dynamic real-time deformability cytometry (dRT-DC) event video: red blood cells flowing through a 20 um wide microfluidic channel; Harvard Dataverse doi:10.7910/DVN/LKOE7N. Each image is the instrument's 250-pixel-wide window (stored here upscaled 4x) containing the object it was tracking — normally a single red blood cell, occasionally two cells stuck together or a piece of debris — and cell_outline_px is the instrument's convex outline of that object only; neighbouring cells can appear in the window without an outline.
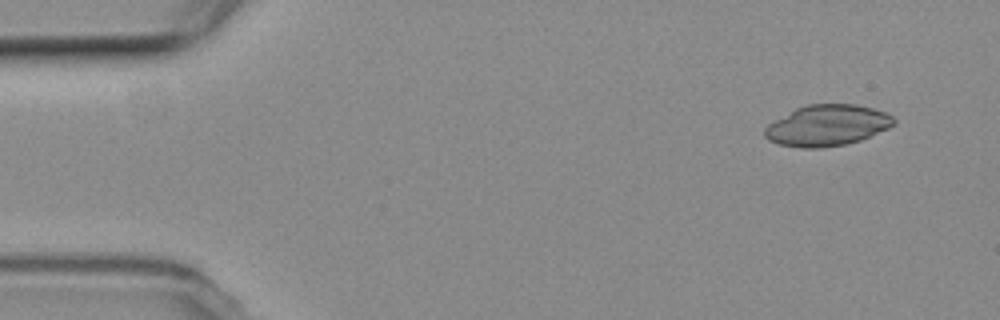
{"species": "common noctule bat (a hibernating species)", "species_latin": "Nyctalus noctula", "temperature_condition": "room temperature", "stored_images_in_passage": 2, "camera_frame_rate_fps": 3000, "um_per_image_px": 0.085, "animal": {"sex": "female", "body_mass_g": 19.3, "forearm_length_mm": 54.1}, "frame": {"image": 1, "passage_image": 2, "time_ms": 1.333, "image_size_px": [1000, 320], "cell_outline_px": [[896, 124], [888, 128], [860, 140], [844, 144], [820, 148], [800, 148], [780, 144], [768, 140], [764, 136], [764, 128], [768, 124], [796, 108], [804, 104], [856, 104], [872, 108], [884, 112], [892, 116], [896, 120]], "centroid_in_image_um": [70.3, 10.66], "position_along_channel_um": 14.7, "area_um2": 30.81}}